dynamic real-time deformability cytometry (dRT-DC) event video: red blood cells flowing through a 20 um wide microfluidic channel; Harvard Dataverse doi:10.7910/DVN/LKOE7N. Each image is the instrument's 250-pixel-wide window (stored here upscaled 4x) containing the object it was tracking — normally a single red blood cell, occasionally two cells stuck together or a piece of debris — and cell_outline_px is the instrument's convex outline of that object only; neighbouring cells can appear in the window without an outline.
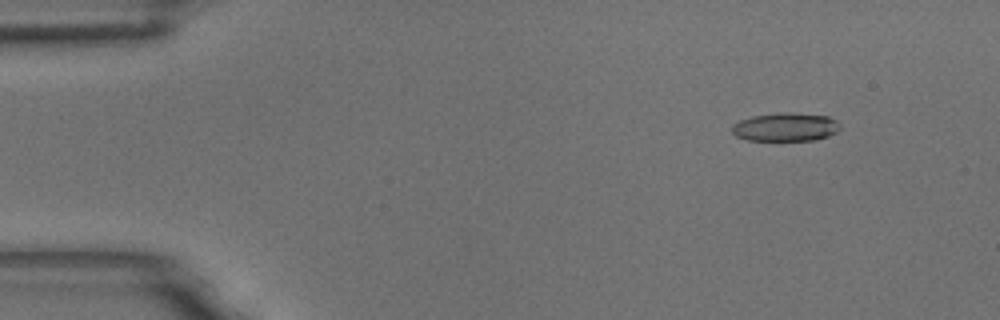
{"species": "common noctule bat (a hibernating species)", "species_latin": "Nyctalus noctula", "temperature_condition": "room temperature", "stored_images_in_passage": 5, "camera_frame_rate_fps": 3000, "um_per_image_px": 0.085, "animal": {"sex": "male", "body_mass_g": 18.8}, "frame": {"image": 1, "passage_image": 2, "time_ms": 0.333, "image_size_px": [1000, 320], "cell_outline_px": [[840, 128], [836, 132], [828, 136], [812, 140], [748, 140], [736, 136], [732, 132], [732, 124], [740, 120], [752, 116], [784, 112], [792, 112], [828, 116], [836, 120], [840, 124]], "centroid_in_image_um": [66.77, 10.79], "position_along_channel_um": 18.2, "area_um2": 17.92}}
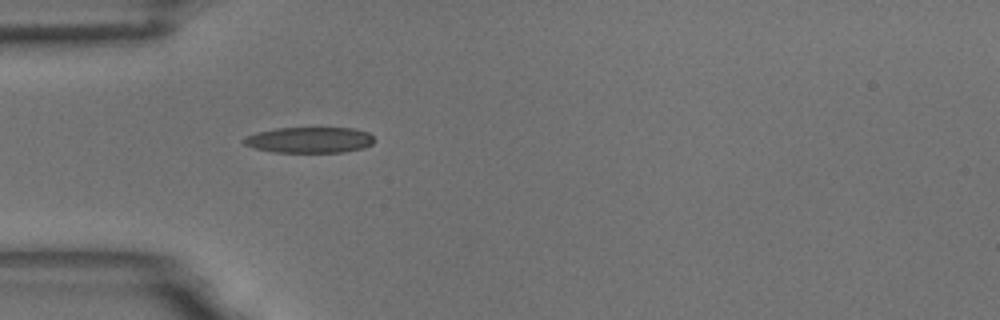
{"frame": {"image": 2, "passage_image": 5, "time_ms": 1.333, "image_size_px": [1000, 320], "cell_outline_px": [[372, 144], [364, 148], [344, 152], [276, 152], [256, 148], [244, 144], [240, 140], [256, 132], [276, 128], [352, 128], [368, 132], [372, 136]], "centroid_in_image_um": [26.3, 11.89], "position_along_channel_um": 58.7, "area_um2": 19.54}}